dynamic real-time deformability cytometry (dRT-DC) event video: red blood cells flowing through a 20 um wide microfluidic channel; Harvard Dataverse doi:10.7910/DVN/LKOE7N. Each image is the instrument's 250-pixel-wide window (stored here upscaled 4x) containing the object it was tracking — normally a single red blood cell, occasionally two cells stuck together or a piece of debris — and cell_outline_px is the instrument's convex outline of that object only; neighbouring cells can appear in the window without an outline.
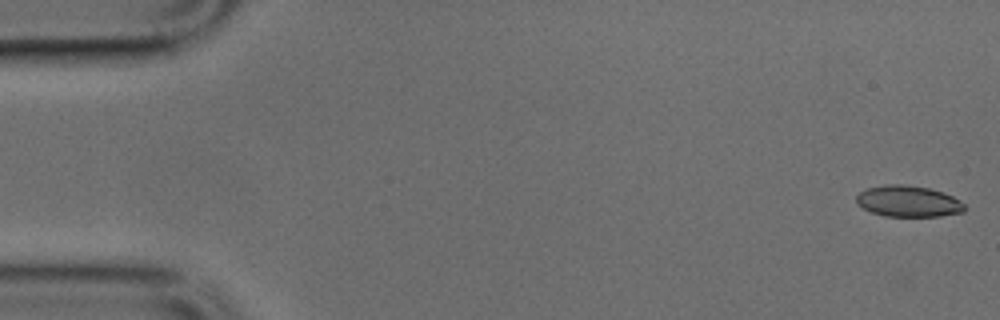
{"species": "common noctule bat (a hibernating species)", "species_latin": "Nyctalus noctula", "temperature_condition": "cold", "stored_images_in_passage": 49, "camera_frame_rate_fps": 3000, "um_per_image_px": 0.085, "animal": {"sex": "male", "body_mass_g": 17.9, "forearm_length_mm": 54.2}, "frame": {"image": 1, "passage_image": 1, "time_ms": 0.0, "image_size_px": [1000, 320], "cell_outline_px": [[964, 212], [940, 216], [884, 216], [872, 212], [856, 204], [856, 196], [860, 192], [868, 188], [884, 184], [904, 184], [928, 188], [944, 192], [960, 200], [964, 204]], "centroid_in_image_um": [77.2, 17.1], "position_along_channel_um": 7.8, "area_um2": 19.71}}
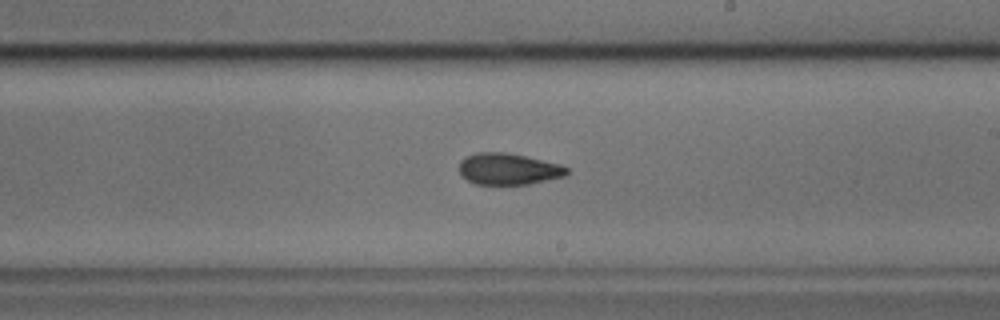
{"frame": {"image": 2, "passage_image": 28, "time_ms": 9.0, "image_size_px": [1000, 320], "cell_outline_px": [[568, 176], [528, 184], [476, 184], [468, 180], [460, 172], [460, 160], [464, 156], [476, 152], [504, 152], [524, 156], [560, 164], [568, 168]], "centroid_in_image_um": [43.23, 14.36], "position_along_channel_um": 245.8, "area_um2": 19.71}}
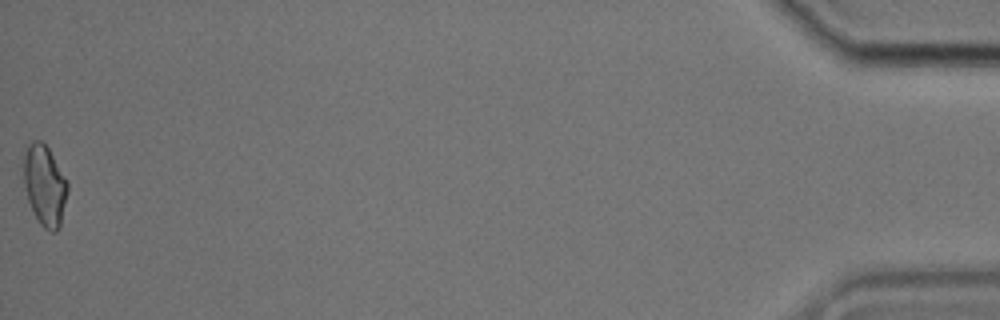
{"frame": {"image": 3, "passage_image": 49, "time_ms": 16.0, "image_size_px": [1000, 320], "cell_outline_px": [[68, 192], [60, 228], [56, 232], [52, 232], [44, 228], [40, 224], [28, 200], [24, 184], [24, 152], [28, 144], [32, 140], [40, 140], [48, 148], [68, 180]], "centroid_in_image_um": [3.82, 15.76], "position_along_channel_um": 431.4, "area_um2": 20.75}}